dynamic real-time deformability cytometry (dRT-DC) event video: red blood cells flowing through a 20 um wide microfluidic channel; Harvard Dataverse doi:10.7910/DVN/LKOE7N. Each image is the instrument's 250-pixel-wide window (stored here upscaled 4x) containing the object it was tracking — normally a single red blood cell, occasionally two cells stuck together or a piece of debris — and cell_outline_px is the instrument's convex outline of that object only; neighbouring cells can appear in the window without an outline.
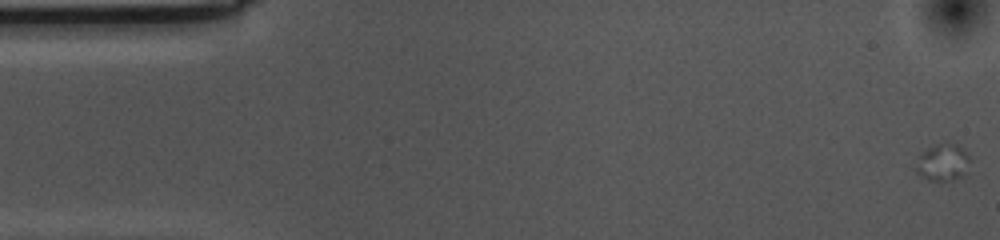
{"species": "common noctule bat (a hibernating species)", "species_latin": "Nyctalus noctula", "temperature_condition": "cold", "stored_images_in_passage": 12, "camera_frame_rate_fps": 3000, "um_per_image_px": 0.085, "animal": {"sex": "female", "body_mass_g": 10.0, "forearm_length_mm": 53.1}, "frame": {"image": 1, "passage_image": 1, "time_ms": 0.0, "image_size_px": [1000, 240], "cell_outline_px": [[968, 160], [964, 176], [956, 180], [928, 180], [920, 176], [916, 172], [916, 168], [920, 152], [944, 140], [956, 144], [968, 156]], "centroid_in_image_um": [80.1, 13.79], "position_along_channel_um": 4.9, "area_um2": 11.62}}